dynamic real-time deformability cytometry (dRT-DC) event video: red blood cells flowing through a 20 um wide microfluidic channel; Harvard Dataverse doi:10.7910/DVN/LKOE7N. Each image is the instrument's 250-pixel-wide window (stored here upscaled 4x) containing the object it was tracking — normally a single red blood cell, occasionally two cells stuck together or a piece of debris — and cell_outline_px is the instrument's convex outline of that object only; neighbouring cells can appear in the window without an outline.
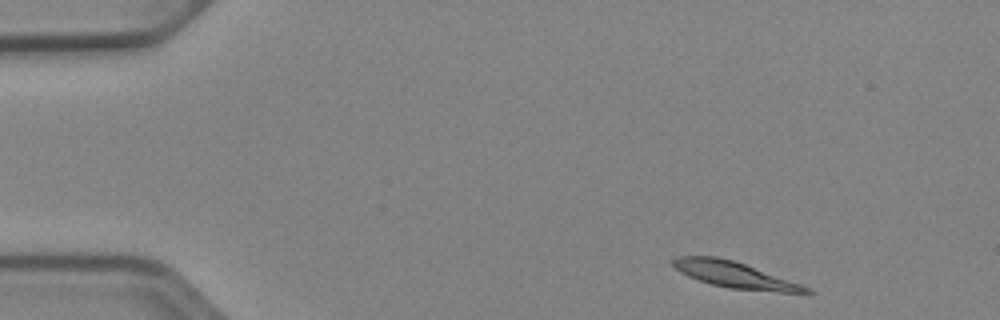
{"species": "Egyptian fruit bat (a non-hibernating species)", "species_latin": "Rousettus aegyptiacus", "temperature_condition": "cold", "stored_images_in_passage": 18, "camera_frame_rate_fps": 3000, "um_per_image_px": 0.085, "animal": {"sex": "female"}, "frame": {"image": 1, "passage_image": 1, "time_ms": 0.0, "image_size_px": [1000, 320], "cell_outline_px": [[816, 292], [812, 296], [808, 296], [728, 288], [712, 284], [688, 276], [680, 272], [672, 264], [672, 260], [676, 256], [716, 256], [732, 260], [744, 264], [812, 288]], "centroid_in_image_um": [62.64, 23.42], "position_along_channel_um": 22.4, "area_um2": 20.81}}
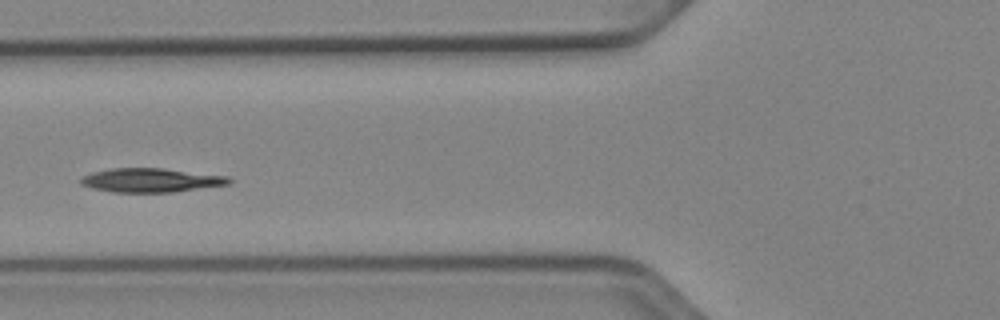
{"frame": {"image": 2, "passage_image": 15, "time_ms": 4.667, "image_size_px": [1000, 320], "cell_outline_px": [[232, 180], [228, 184], [172, 192], [112, 192], [92, 188], [80, 184], [80, 180], [84, 176], [92, 172], [112, 168], [164, 168], [228, 176]], "centroid_in_image_um": [12.81, 15.31], "position_along_channel_um": 113.0, "area_um2": 20.58}}
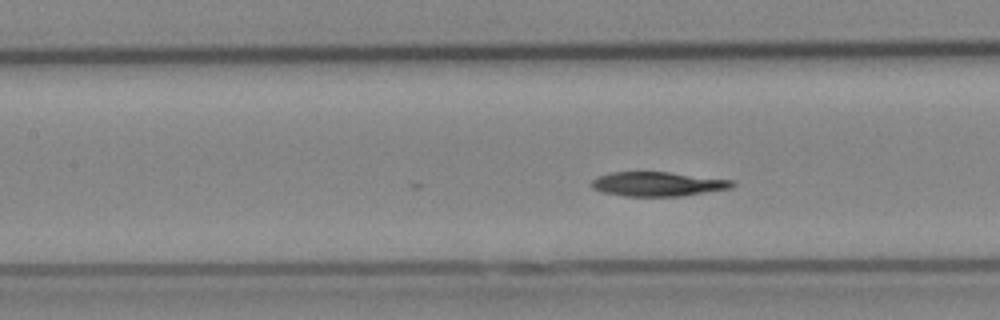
{"frame": {"image": 3, "passage_image": 18, "time_ms": 5.667, "image_size_px": [1000, 320], "cell_outline_px": [[736, 184], [732, 188], [680, 196], [624, 196], [604, 192], [592, 188], [592, 180], [596, 176], [612, 172], [668, 172], [736, 180]], "centroid_in_image_um": [55.94, 15.63], "position_along_channel_um": 151.5, "area_um2": 20.0}}